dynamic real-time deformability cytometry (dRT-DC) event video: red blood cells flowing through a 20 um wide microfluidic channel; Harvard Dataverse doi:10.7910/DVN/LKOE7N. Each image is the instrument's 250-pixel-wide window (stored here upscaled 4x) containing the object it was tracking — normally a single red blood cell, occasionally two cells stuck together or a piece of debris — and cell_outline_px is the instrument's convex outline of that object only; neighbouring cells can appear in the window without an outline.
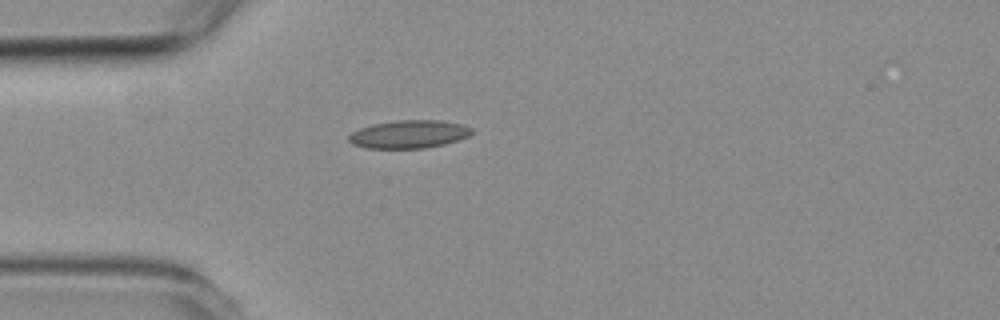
{"species": "common noctule bat (a hibernating species)", "species_latin": "Nyctalus noctula", "temperature_condition": "room temperature", "stored_images_in_passage": 1, "camera_frame_rate_fps": 3000, "um_per_image_px": 0.085, "animal": {"sex": "female", "body_mass_g": 19.3, "forearm_length_mm": 54.1}, "frame": {"image": 1, "passage_image": 1, "time_ms": 0.0, "image_size_px": [1000, 320], "cell_outline_px": [[472, 132], [468, 136], [444, 144], [424, 148], [364, 148], [352, 144], [348, 140], [348, 136], [352, 132], [360, 128], [372, 124], [396, 120], [440, 120], [464, 124], [472, 128]], "centroid_in_image_um": [34.74, 11.4], "position_along_channel_um": 50.3, "area_um2": 20.11}}